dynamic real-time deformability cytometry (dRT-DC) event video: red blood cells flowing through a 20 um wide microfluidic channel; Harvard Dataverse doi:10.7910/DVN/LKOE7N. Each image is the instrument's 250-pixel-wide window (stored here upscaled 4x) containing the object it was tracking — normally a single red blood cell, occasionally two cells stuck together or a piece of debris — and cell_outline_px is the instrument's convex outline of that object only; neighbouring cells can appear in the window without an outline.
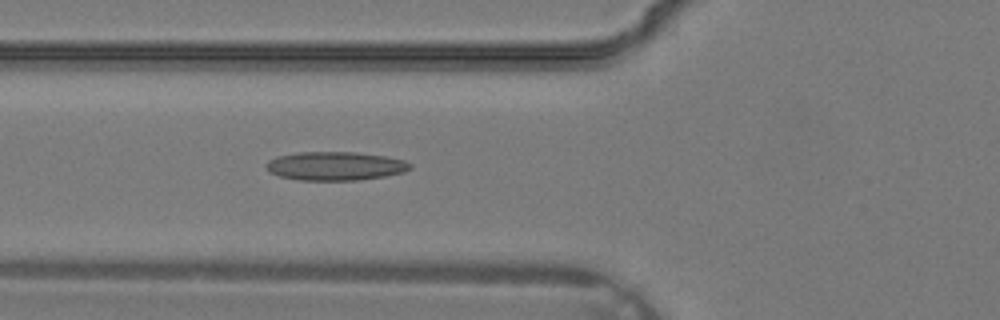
{"species": "common noctule bat (a hibernating species)", "species_latin": "Nyctalus noctula", "temperature_condition": "warm", "stored_images_in_passage": 34, "camera_frame_rate_fps": 3000, "um_per_image_px": 0.085, "animal": {"sex": "male", "body_mass_g": 19.2, "forearm_length_mm": 51.8}, "frame": {"image": 1, "passage_image": 12, "time_ms": 3.667, "image_size_px": [1000, 320], "cell_outline_px": [[412, 168], [404, 172], [384, 176], [356, 180], [300, 180], [280, 176], [268, 172], [264, 164], [268, 160], [276, 156], [296, 152], [356, 152], [388, 156], [404, 160], [412, 164]], "centroid_in_image_um": [28.48, 14.1], "position_along_channel_um": 97.3, "area_um2": 24.28}}
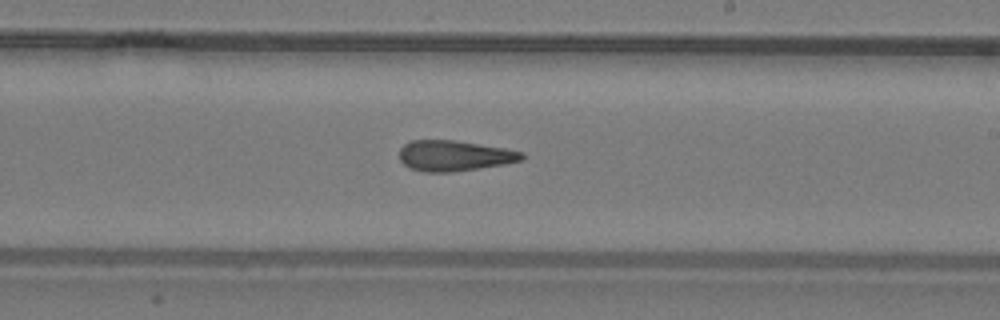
{"frame": {"image": 2, "passage_image": 20, "time_ms": 6.333, "image_size_px": [1000, 320], "cell_outline_px": [[524, 156], [520, 160], [504, 164], [480, 168], [452, 172], [424, 172], [408, 168], [400, 160], [400, 148], [404, 144], [412, 140], [456, 140], [504, 148], [524, 152]], "centroid_in_image_um": [38.59, 13.24], "position_along_channel_um": 250.4, "area_um2": 21.85}}
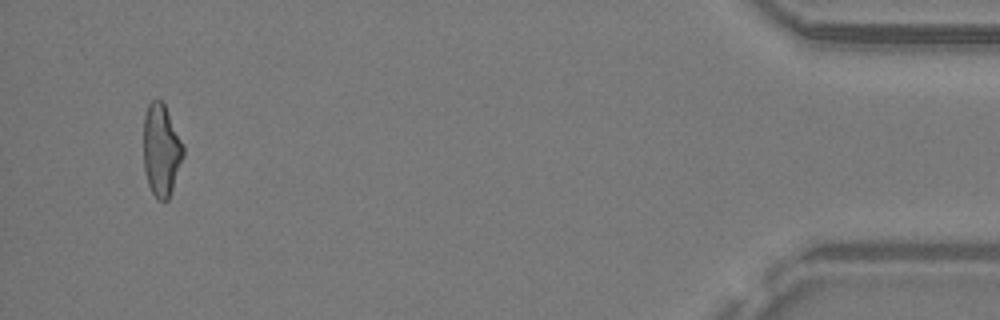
{"frame": {"image": 3, "passage_image": 33, "time_ms": 10.667, "image_size_px": [1000, 320], "cell_outline_px": [[184, 156], [168, 200], [156, 200], [148, 184], [144, 168], [144, 116], [148, 104], [156, 96], [164, 104], [184, 144]], "centroid_in_image_um": [13.71, 12.74], "position_along_channel_um": 421.5, "area_um2": 21.44}}